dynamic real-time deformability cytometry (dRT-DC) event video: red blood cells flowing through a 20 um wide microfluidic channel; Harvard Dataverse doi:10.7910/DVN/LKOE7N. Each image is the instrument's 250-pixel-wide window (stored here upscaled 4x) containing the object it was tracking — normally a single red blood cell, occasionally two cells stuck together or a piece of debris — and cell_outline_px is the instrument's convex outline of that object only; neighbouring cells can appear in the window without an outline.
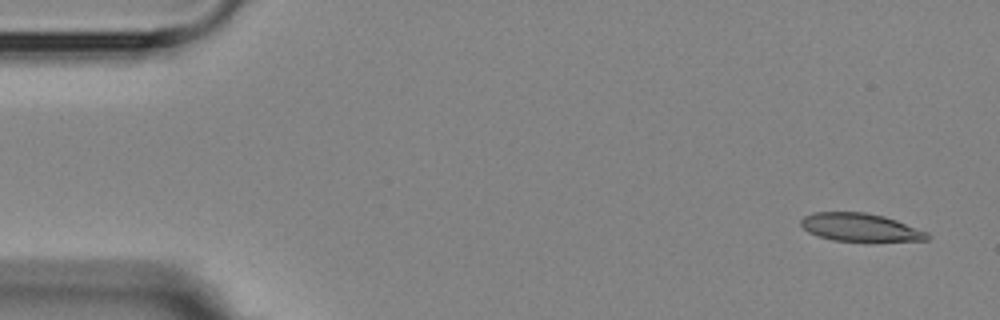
{"species": "Egyptian fruit bat (a non-hibernating species)", "species_latin": "Rousettus aegyptiacus", "temperature_condition": "room temperature", "stored_images_in_passage": 6, "camera_frame_rate_fps": 3000, "um_per_image_px": 0.085, "animal": {"sex": "female"}, "frame": {"image": 1, "passage_image": 1, "time_ms": 0.0, "image_size_px": [1000, 320], "cell_outline_px": [[932, 236], [928, 240], [832, 240], [816, 236], [808, 232], [800, 224], [800, 220], [804, 216], [812, 212], [864, 212], [884, 216], [896, 220], [928, 232]], "centroid_in_image_um": [73.08, 19.31], "position_along_channel_um": 11.9, "area_um2": 20.4}}
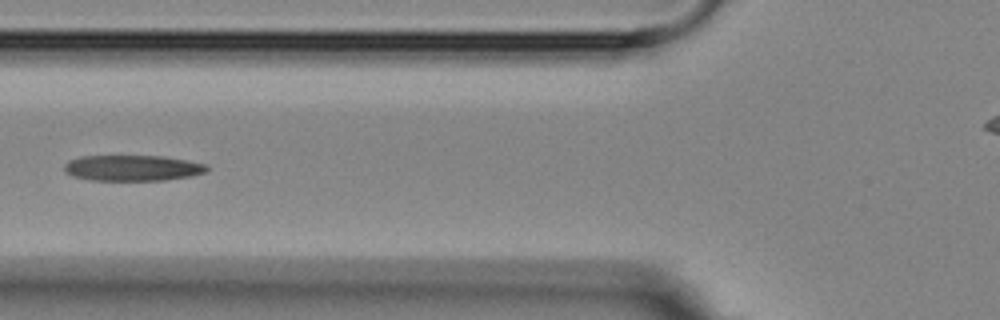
{"frame": {"image": 2, "passage_image": 6, "time_ms": 6.0, "image_size_px": [1000, 320], "cell_outline_px": [[208, 172], [192, 176], [164, 180], [92, 180], [72, 176], [64, 168], [64, 164], [68, 160], [80, 156], [160, 156], [208, 164]], "centroid_in_image_um": [11.28, 14.28], "position_along_channel_um": 114.5, "area_um2": 21.39}}